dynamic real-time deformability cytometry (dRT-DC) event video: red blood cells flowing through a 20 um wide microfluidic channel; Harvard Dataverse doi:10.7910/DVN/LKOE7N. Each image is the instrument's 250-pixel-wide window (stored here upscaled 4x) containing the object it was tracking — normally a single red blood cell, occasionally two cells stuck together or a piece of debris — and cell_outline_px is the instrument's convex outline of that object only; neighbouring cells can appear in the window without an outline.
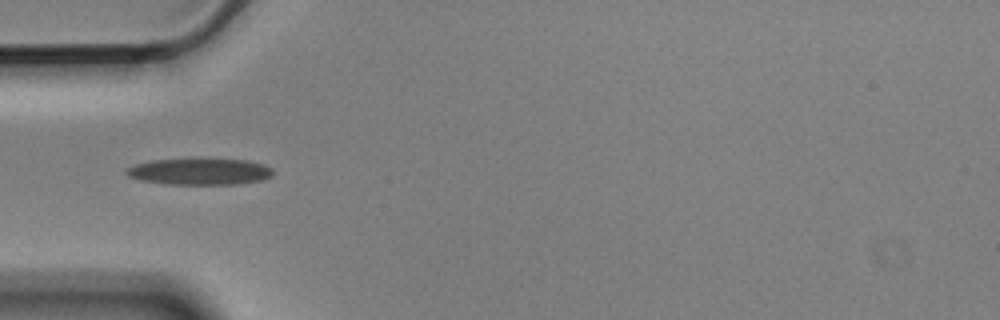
{"species": "Egyptian fruit bat (a non-hibernating species)", "species_latin": "Rousettus aegyptiacus", "temperature_condition": "cold", "stored_images_in_passage": 11, "camera_frame_rate_fps": 3000, "um_per_image_px": 0.085, "animal": {"sex": "male"}, "frame": {"image": 1, "passage_image": 1, "time_ms": 0.0, "image_size_px": [1000, 320], "cell_outline_px": [[276, 172], [272, 176], [264, 180], [236, 184], [164, 184], [140, 180], [128, 176], [124, 172], [128, 168], [136, 164], [152, 160], [192, 156], [244, 160], [264, 164], [272, 168]], "centroid_in_image_um": [16.99, 14.54], "position_along_channel_um": 68.0, "area_um2": 23.7}}
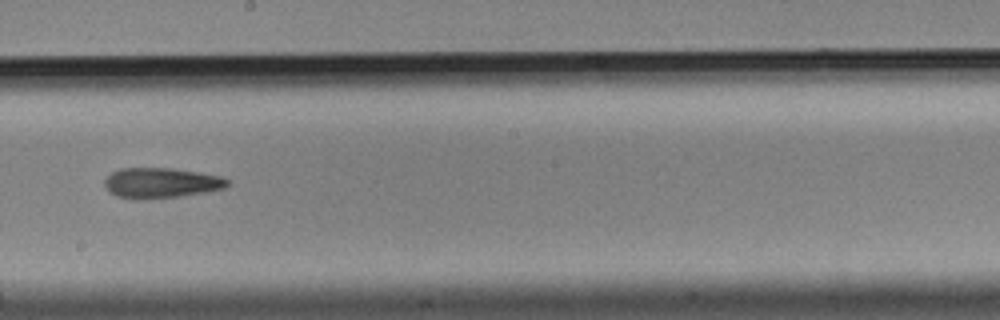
{"frame": {"image": 2, "passage_image": 5, "time_ms": 1.333, "image_size_px": [1000, 320], "cell_outline_px": [[232, 184], [224, 188], [204, 192], [176, 196], [140, 200], [136, 200], [116, 196], [108, 192], [104, 184], [104, 180], [112, 172], [120, 168], [172, 168], [200, 172], [224, 176]], "centroid_in_image_um": [13.69, 15.54], "position_along_channel_um": 234.5, "area_um2": 21.91}}
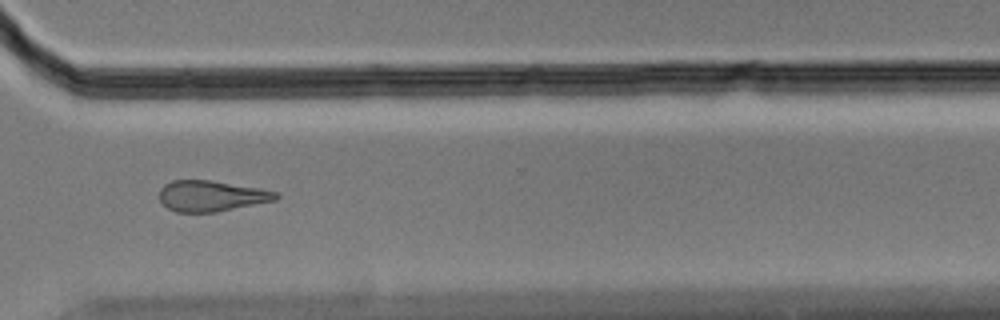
{"frame": {"image": 3, "passage_image": 8, "time_ms": 2.333, "image_size_px": [1000, 320], "cell_outline_px": [[280, 196], [276, 200], [216, 212], [176, 212], [168, 208], [160, 200], [160, 188], [164, 184], [172, 180], [212, 180], [260, 188], [276, 192]], "centroid_in_image_um": [17.96, 16.65], "position_along_channel_um": 352.6, "area_um2": 20.92}}